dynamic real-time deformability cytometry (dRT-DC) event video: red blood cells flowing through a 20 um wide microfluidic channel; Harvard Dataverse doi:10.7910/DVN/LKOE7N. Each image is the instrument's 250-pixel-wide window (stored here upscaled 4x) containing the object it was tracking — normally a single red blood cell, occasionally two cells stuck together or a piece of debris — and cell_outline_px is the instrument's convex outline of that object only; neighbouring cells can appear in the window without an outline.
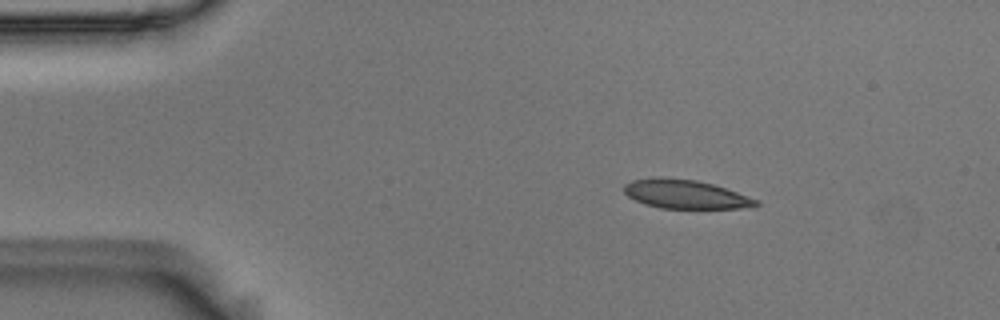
{"species": "Egyptian fruit bat (a non-hibernating species)", "species_latin": "Rousettus aegyptiacus", "temperature_condition": "room temperature", "stored_images_in_passage": 5, "camera_frame_rate_fps": 3000, "um_per_image_px": 0.085, "animal": {"sex": "male"}, "frame": {"image": 1, "passage_image": 2, "time_ms": 0.333, "image_size_px": [1000, 320], "cell_outline_px": [[760, 204], [752, 208], [660, 208], [644, 204], [628, 196], [624, 192], [624, 184], [632, 180], [660, 176], [664, 176], [696, 180], [712, 184], [760, 200]], "centroid_in_image_um": [58.26, 16.5], "position_along_channel_um": 26.7, "area_um2": 22.31}}